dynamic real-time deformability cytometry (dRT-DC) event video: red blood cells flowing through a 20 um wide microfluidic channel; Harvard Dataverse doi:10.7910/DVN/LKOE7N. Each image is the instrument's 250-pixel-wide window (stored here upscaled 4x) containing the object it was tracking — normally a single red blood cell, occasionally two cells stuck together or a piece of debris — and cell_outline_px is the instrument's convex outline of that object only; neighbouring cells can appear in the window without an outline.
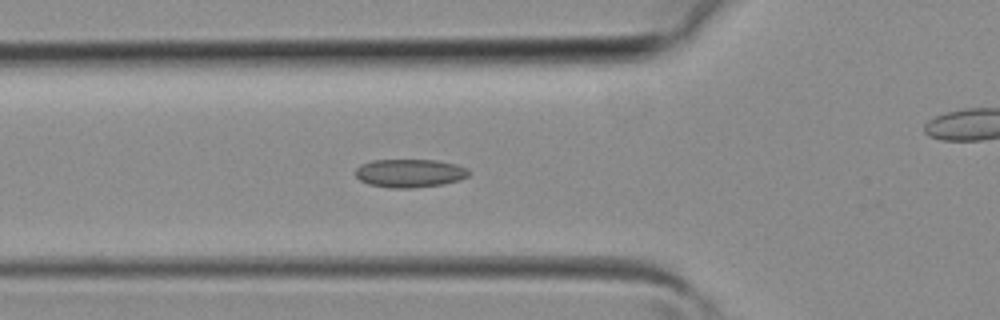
{"species": "common noctule bat (a hibernating species)", "species_latin": "Nyctalus noctula", "temperature_condition": "room temperature", "stored_images_in_passage": 40, "camera_frame_rate_fps": 3000, "um_per_image_px": 0.085, "animal": {"sex": "female", "body_mass_g": 19.3, "forearm_length_mm": 54.1}, "frame": {"image": 1, "passage_image": 13, "time_ms": 4.0, "image_size_px": [1000, 320], "cell_outline_px": [[468, 176], [460, 180], [444, 184], [412, 188], [388, 188], [368, 184], [360, 180], [356, 176], [356, 168], [360, 164], [372, 160], [436, 160], [456, 164], [468, 168]], "centroid_in_image_um": [34.82, 14.72], "position_along_channel_um": 91.0, "area_um2": 18.84}}
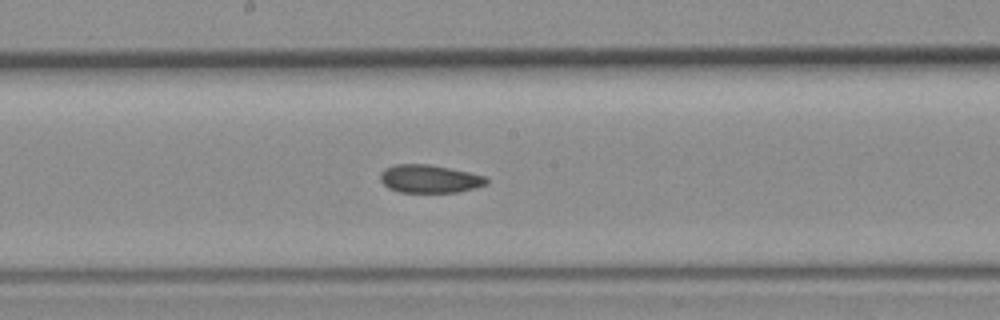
{"frame": {"image": 2, "passage_image": 20, "time_ms": 6.333, "image_size_px": [1000, 320], "cell_outline_px": [[488, 184], [476, 188], [456, 192], [400, 192], [388, 188], [380, 180], [380, 172], [384, 168], [396, 164], [428, 164], [468, 172], [484, 176], [488, 180]], "centroid_in_image_um": [36.49, 15.2], "position_along_channel_um": 211.7, "area_um2": 17.34}}
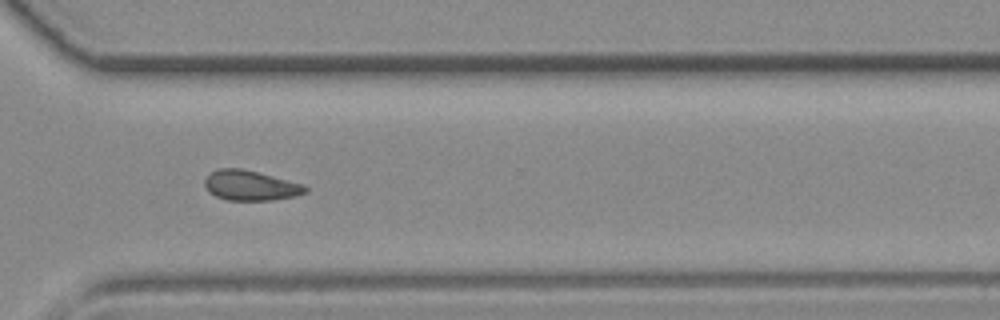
{"frame": {"image": 3, "passage_image": 28, "time_ms": 9.0, "image_size_px": [1000, 320], "cell_outline_px": [[308, 192], [296, 196], [272, 200], [228, 200], [216, 196], [208, 192], [204, 184], [204, 180], [216, 168], [240, 168], [304, 184], [308, 188]], "centroid_in_image_um": [21.3, 15.77], "position_along_channel_um": 349.3, "area_um2": 17.57}}